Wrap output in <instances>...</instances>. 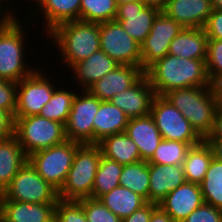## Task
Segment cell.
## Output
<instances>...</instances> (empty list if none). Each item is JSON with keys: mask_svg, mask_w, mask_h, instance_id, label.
Segmentation results:
<instances>
[{"mask_svg": "<svg viewBox=\"0 0 222 222\" xmlns=\"http://www.w3.org/2000/svg\"><path fill=\"white\" fill-rule=\"evenodd\" d=\"M144 74L156 95L180 88L210 87L206 60L180 58L167 54L151 65Z\"/></svg>", "mask_w": 222, "mask_h": 222, "instance_id": "1", "label": "cell"}, {"mask_svg": "<svg viewBox=\"0 0 222 222\" xmlns=\"http://www.w3.org/2000/svg\"><path fill=\"white\" fill-rule=\"evenodd\" d=\"M48 34L46 36L55 42L58 54L63 56L62 63L69 68L100 50L99 23L68 21L59 24Z\"/></svg>", "mask_w": 222, "mask_h": 222, "instance_id": "2", "label": "cell"}, {"mask_svg": "<svg viewBox=\"0 0 222 222\" xmlns=\"http://www.w3.org/2000/svg\"><path fill=\"white\" fill-rule=\"evenodd\" d=\"M206 139L213 128L216 104L211 87H189L171 90L163 95Z\"/></svg>", "mask_w": 222, "mask_h": 222, "instance_id": "3", "label": "cell"}, {"mask_svg": "<svg viewBox=\"0 0 222 222\" xmlns=\"http://www.w3.org/2000/svg\"><path fill=\"white\" fill-rule=\"evenodd\" d=\"M15 16L0 23V78L19 83L36 70L25 63L26 32Z\"/></svg>", "mask_w": 222, "mask_h": 222, "instance_id": "4", "label": "cell"}, {"mask_svg": "<svg viewBox=\"0 0 222 222\" xmlns=\"http://www.w3.org/2000/svg\"><path fill=\"white\" fill-rule=\"evenodd\" d=\"M102 152L98 144H81L74 155L67 178L58 191L62 200L91 198Z\"/></svg>", "mask_w": 222, "mask_h": 222, "instance_id": "5", "label": "cell"}, {"mask_svg": "<svg viewBox=\"0 0 222 222\" xmlns=\"http://www.w3.org/2000/svg\"><path fill=\"white\" fill-rule=\"evenodd\" d=\"M14 135L27 156L66 141L65 126L39 115L14 118Z\"/></svg>", "mask_w": 222, "mask_h": 222, "instance_id": "6", "label": "cell"}, {"mask_svg": "<svg viewBox=\"0 0 222 222\" xmlns=\"http://www.w3.org/2000/svg\"><path fill=\"white\" fill-rule=\"evenodd\" d=\"M81 144L66 140L46 150L28 156V161L37 173L57 191H59L72 166L77 148Z\"/></svg>", "mask_w": 222, "mask_h": 222, "instance_id": "7", "label": "cell"}, {"mask_svg": "<svg viewBox=\"0 0 222 222\" xmlns=\"http://www.w3.org/2000/svg\"><path fill=\"white\" fill-rule=\"evenodd\" d=\"M58 191L46 182L27 161L4 189L0 200L34 204L56 203Z\"/></svg>", "mask_w": 222, "mask_h": 222, "instance_id": "8", "label": "cell"}, {"mask_svg": "<svg viewBox=\"0 0 222 222\" xmlns=\"http://www.w3.org/2000/svg\"><path fill=\"white\" fill-rule=\"evenodd\" d=\"M150 115L163 139L181 141L190 146L197 145L203 140L182 113L164 96H155Z\"/></svg>", "mask_w": 222, "mask_h": 222, "instance_id": "9", "label": "cell"}, {"mask_svg": "<svg viewBox=\"0 0 222 222\" xmlns=\"http://www.w3.org/2000/svg\"><path fill=\"white\" fill-rule=\"evenodd\" d=\"M100 49L119 65L141 67V45L112 20L99 23Z\"/></svg>", "mask_w": 222, "mask_h": 222, "instance_id": "10", "label": "cell"}, {"mask_svg": "<svg viewBox=\"0 0 222 222\" xmlns=\"http://www.w3.org/2000/svg\"><path fill=\"white\" fill-rule=\"evenodd\" d=\"M36 69L17 84L16 111L14 118L39 115L57 87L46 75ZM45 75V76H44Z\"/></svg>", "mask_w": 222, "mask_h": 222, "instance_id": "11", "label": "cell"}, {"mask_svg": "<svg viewBox=\"0 0 222 222\" xmlns=\"http://www.w3.org/2000/svg\"><path fill=\"white\" fill-rule=\"evenodd\" d=\"M81 93V94H80ZM76 93L65 124L66 139L80 144H93V120L101 100L87 90Z\"/></svg>", "mask_w": 222, "mask_h": 222, "instance_id": "12", "label": "cell"}, {"mask_svg": "<svg viewBox=\"0 0 222 222\" xmlns=\"http://www.w3.org/2000/svg\"><path fill=\"white\" fill-rule=\"evenodd\" d=\"M182 29L180 24L163 11L157 15L149 35L141 45V69L144 72L169 53L171 41Z\"/></svg>", "mask_w": 222, "mask_h": 222, "instance_id": "13", "label": "cell"}, {"mask_svg": "<svg viewBox=\"0 0 222 222\" xmlns=\"http://www.w3.org/2000/svg\"><path fill=\"white\" fill-rule=\"evenodd\" d=\"M159 13V10L147 7L141 0H138L117 6L114 20L119 22L122 28L142 45Z\"/></svg>", "mask_w": 222, "mask_h": 222, "instance_id": "14", "label": "cell"}, {"mask_svg": "<svg viewBox=\"0 0 222 222\" xmlns=\"http://www.w3.org/2000/svg\"><path fill=\"white\" fill-rule=\"evenodd\" d=\"M155 90L144 74L132 87L117 94L110 103L122 110L130 118L150 115Z\"/></svg>", "mask_w": 222, "mask_h": 222, "instance_id": "15", "label": "cell"}, {"mask_svg": "<svg viewBox=\"0 0 222 222\" xmlns=\"http://www.w3.org/2000/svg\"><path fill=\"white\" fill-rule=\"evenodd\" d=\"M143 75L141 67L119 65L91 85L87 91L101 101H110L117 94L132 87Z\"/></svg>", "mask_w": 222, "mask_h": 222, "instance_id": "16", "label": "cell"}, {"mask_svg": "<svg viewBox=\"0 0 222 222\" xmlns=\"http://www.w3.org/2000/svg\"><path fill=\"white\" fill-rule=\"evenodd\" d=\"M203 203L200 184L185 182L168 193L158 205L175 222H182Z\"/></svg>", "mask_w": 222, "mask_h": 222, "instance_id": "17", "label": "cell"}, {"mask_svg": "<svg viewBox=\"0 0 222 222\" xmlns=\"http://www.w3.org/2000/svg\"><path fill=\"white\" fill-rule=\"evenodd\" d=\"M212 10L211 0H168L163 12L183 28H203Z\"/></svg>", "mask_w": 222, "mask_h": 222, "instance_id": "18", "label": "cell"}, {"mask_svg": "<svg viewBox=\"0 0 222 222\" xmlns=\"http://www.w3.org/2000/svg\"><path fill=\"white\" fill-rule=\"evenodd\" d=\"M185 182L182 165L149 163V202L158 204L168 193Z\"/></svg>", "mask_w": 222, "mask_h": 222, "instance_id": "19", "label": "cell"}, {"mask_svg": "<svg viewBox=\"0 0 222 222\" xmlns=\"http://www.w3.org/2000/svg\"><path fill=\"white\" fill-rule=\"evenodd\" d=\"M125 132L138 146L142 161L153 156L163 139L151 115L130 118Z\"/></svg>", "mask_w": 222, "mask_h": 222, "instance_id": "20", "label": "cell"}, {"mask_svg": "<svg viewBox=\"0 0 222 222\" xmlns=\"http://www.w3.org/2000/svg\"><path fill=\"white\" fill-rule=\"evenodd\" d=\"M4 222H54L56 203L34 204L0 200Z\"/></svg>", "mask_w": 222, "mask_h": 222, "instance_id": "21", "label": "cell"}, {"mask_svg": "<svg viewBox=\"0 0 222 222\" xmlns=\"http://www.w3.org/2000/svg\"><path fill=\"white\" fill-rule=\"evenodd\" d=\"M117 66H119V64L100 49L87 59L74 64L70 69L73 71L72 74L76 77L74 79L82 91L87 90Z\"/></svg>", "mask_w": 222, "mask_h": 222, "instance_id": "22", "label": "cell"}, {"mask_svg": "<svg viewBox=\"0 0 222 222\" xmlns=\"http://www.w3.org/2000/svg\"><path fill=\"white\" fill-rule=\"evenodd\" d=\"M207 42L204 28H183L171 41L168 54L180 58L206 60Z\"/></svg>", "mask_w": 222, "mask_h": 222, "instance_id": "23", "label": "cell"}, {"mask_svg": "<svg viewBox=\"0 0 222 222\" xmlns=\"http://www.w3.org/2000/svg\"><path fill=\"white\" fill-rule=\"evenodd\" d=\"M129 118L110 101H101L98 113L93 120V144H98L104 137L124 133Z\"/></svg>", "mask_w": 222, "mask_h": 222, "instance_id": "24", "label": "cell"}, {"mask_svg": "<svg viewBox=\"0 0 222 222\" xmlns=\"http://www.w3.org/2000/svg\"><path fill=\"white\" fill-rule=\"evenodd\" d=\"M37 4L41 9L36 10L44 17L47 35L59 24L80 20L81 0H40Z\"/></svg>", "mask_w": 222, "mask_h": 222, "instance_id": "25", "label": "cell"}, {"mask_svg": "<svg viewBox=\"0 0 222 222\" xmlns=\"http://www.w3.org/2000/svg\"><path fill=\"white\" fill-rule=\"evenodd\" d=\"M27 161L28 156L15 135L0 140V187L3 190Z\"/></svg>", "mask_w": 222, "mask_h": 222, "instance_id": "26", "label": "cell"}, {"mask_svg": "<svg viewBox=\"0 0 222 222\" xmlns=\"http://www.w3.org/2000/svg\"><path fill=\"white\" fill-rule=\"evenodd\" d=\"M98 146L102 156L116 161L121 165H128L141 161L138 146L126 132L104 137Z\"/></svg>", "mask_w": 222, "mask_h": 222, "instance_id": "27", "label": "cell"}, {"mask_svg": "<svg viewBox=\"0 0 222 222\" xmlns=\"http://www.w3.org/2000/svg\"><path fill=\"white\" fill-rule=\"evenodd\" d=\"M213 158L212 148L205 139L191 146L182 164L186 182L200 184Z\"/></svg>", "mask_w": 222, "mask_h": 222, "instance_id": "28", "label": "cell"}, {"mask_svg": "<svg viewBox=\"0 0 222 222\" xmlns=\"http://www.w3.org/2000/svg\"><path fill=\"white\" fill-rule=\"evenodd\" d=\"M99 200L121 219L147 203L143 197L120 185L102 195Z\"/></svg>", "mask_w": 222, "mask_h": 222, "instance_id": "29", "label": "cell"}, {"mask_svg": "<svg viewBox=\"0 0 222 222\" xmlns=\"http://www.w3.org/2000/svg\"><path fill=\"white\" fill-rule=\"evenodd\" d=\"M119 183L149 202V163L141 160L123 165Z\"/></svg>", "mask_w": 222, "mask_h": 222, "instance_id": "30", "label": "cell"}, {"mask_svg": "<svg viewBox=\"0 0 222 222\" xmlns=\"http://www.w3.org/2000/svg\"><path fill=\"white\" fill-rule=\"evenodd\" d=\"M122 169L123 165L102 156L94 179L91 198L99 199L102 195L119 186Z\"/></svg>", "mask_w": 222, "mask_h": 222, "instance_id": "31", "label": "cell"}, {"mask_svg": "<svg viewBox=\"0 0 222 222\" xmlns=\"http://www.w3.org/2000/svg\"><path fill=\"white\" fill-rule=\"evenodd\" d=\"M203 201L222 210V162L212 159L200 183Z\"/></svg>", "mask_w": 222, "mask_h": 222, "instance_id": "32", "label": "cell"}, {"mask_svg": "<svg viewBox=\"0 0 222 222\" xmlns=\"http://www.w3.org/2000/svg\"><path fill=\"white\" fill-rule=\"evenodd\" d=\"M59 88L54 91L49 102L41 109L39 116L57 121L65 126L76 91Z\"/></svg>", "mask_w": 222, "mask_h": 222, "instance_id": "33", "label": "cell"}, {"mask_svg": "<svg viewBox=\"0 0 222 222\" xmlns=\"http://www.w3.org/2000/svg\"><path fill=\"white\" fill-rule=\"evenodd\" d=\"M115 0H81L80 20L103 23L115 19Z\"/></svg>", "mask_w": 222, "mask_h": 222, "instance_id": "34", "label": "cell"}, {"mask_svg": "<svg viewBox=\"0 0 222 222\" xmlns=\"http://www.w3.org/2000/svg\"><path fill=\"white\" fill-rule=\"evenodd\" d=\"M191 146L176 140L162 139L148 163L164 165H182Z\"/></svg>", "mask_w": 222, "mask_h": 222, "instance_id": "35", "label": "cell"}, {"mask_svg": "<svg viewBox=\"0 0 222 222\" xmlns=\"http://www.w3.org/2000/svg\"><path fill=\"white\" fill-rule=\"evenodd\" d=\"M54 222H88L83 206L76 200L58 199L54 209Z\"/></svg>", "mask_w": 222, "mask_h": 222, "instance_id": "36", "label": "cell"}, {"mask_svg": "<svg viewBox=\"0 0 222 222\" xmlns=\"http://www.w3.org/2000/svg\"><path fill=\"white\" fill-rule=\"evenodd\" d=\"M78 201L83 206L88 222H122L99 199L84 198Z\"/></svg>", "mask_w": 222, "mask_h": 222, "instance_id": "37", "label": "cell"}, {"mask_svg": "<svg viewBox=\"0 0 222 222\" xmlns=\"http://www.w3.org/2000/svg\"><path fill=\"white\" fill-rule=\"evenodd\" d=\"M206 66L210 81L222 76V40L208 39Z\"/></svg>", "mask_w": 222, "mask_h": 222, "instance_id": "38", "label": "cell"}, {"mask_svg": "<svg viewBox=\"0 0 222 222\" xmlns=\"http://www.w3.org/2000/svg\"><path fill=\"white\" fill-rule=\"evenodd\" d=\"M17 82L0 78V109L10 112L16 111Z\"/></svg>", "mask_w": 222, "mask_h": 222, "instance_id": "39", "label": "cell"}, {"mask_svg": "<svg viewBox=\"0 0 222 222\" xmlns=\"http://www.w3.org/2000/svg\"><path fill=\"white\" fill-rule=\"evenodd\" d=\"M182 222H222V210L203 203Z\"/></svg>", "mask_w": 222, "mask_h": 222, "instance_id": "40", "label": "cell"}, {"mask_svg": "<svg viewBox=\"0 0 222 222\" xmlns=\"http://www.w3.org/2000/svg\"><path fill=\"white\" fill-rule=\"evenodd\" d=\"M208 39L222 40V10H212L203 27Z\"/></svg>", "mask_w": 222, "mask_h": 222, "instance_id": "41", "label": "cell"}, {"mask_svg": "<svg viewBox=\"0 0 222 222\" xmlns=\"http://www.w3.org/2000/svg\"><path fill=\"white\" fill-rule=\"evenodd\" d=\"M14 127V116L10 112L0 109V140L13 136Z\"/></svg>", "mask_w": 222, "mask_h": 222, "instance_id": "42", "label": "cell"}, {"mask_svg": "<svg viewBox=\"0 0 222 222\" xmlns=\"http://www.w3.org/2000/svg\"><path fill=\"white\" fill-rule=\"evenodd\" d=\"M158 206L153 202H147L140 209L135 210L130 216L122 219V222H149L152 211Z\"/></svg>", "mask_w": 222, "mask_h": 222, "instance_id": "43", "label": "cell"}, {"mask_svg": "<svg viewBox=\"0 0 222 222\" xmlns=\"http://www.w3.org/2000/svg\"><path fill=\"white\" fill-rule=\"evenodd\" d=\"M211 91L217 109H222V76L211 80Z\"/></svg>", "mask_w": 222, "mask_h": 222, "instance_id": "44", "label": "cell"}, {"mask_svg": "<svg viewBox=\"0 0 222 222\" xmlns=\"http://www.w3.org/2000/svg\"><path fill=\"white\" fill-rule=\"evenodd\" d=\"M207 138H222V109H216L213 128Z\"/></svg>", "mask_w": 222, "mask_h": 222, "instance_id": "45", "label": "cell"}, {"mask_svg": "<svg viewBox=\"0 0 222 222\" xmlns=\"http://www.w3.org/2000/svg\"><path fill=\"white\" fill-rule=\"evenodd\" d=\"M149 222H175L159 205L152 211Z\"/></svg>", "mask_w": 222, "mask_h": 222, "instance_id": "46", "label": "cell"}, {"mask_svg": "<svg viewBox=\"0 0 222 222\" xmlns=\"http://www.w3.org/2000/svg\"><path fill=\"white\" fill-rule=\"evenodd\" d=\"M205 140L211 146L214 158L222 162V138H206Z\"/></svg>", "mask_w": 222, "mask_h": 222, "instance_id": "47", "label": "cell"}, {"mask_svg": "<svg viewBox=\"0 0 222 222\" xmlns=\"http://www.w3.org/2000/svg\"><path fill=\"white\" fill-rule=\"evenodd\" d=\"M145 6L152 7L157 10L164 11L167 5L168 0H141Z\"/></svg>", "mask_w": 222, "mask_h": 222, "instance_id": "48", "label": "cell"}, {"mask_svg": "<svg viewBox=\"0 0 222 222\" xmlns=\"http://www.w3.org/2000/svg\"><path fill=\"white\" fill-rule=\"evenodd\" d=\"M3 5L4 4H1V1H0V23L1 22H3L8 16H15V14H14V12H12L11 10H10V8H9V10H8V8H6L5 10L6 11H4V8L5 7H3ZM3 8V9H2ZM3 10V11H2Z\"/></svg>", "mask_w": 222, "mask_h": 222, "instance_id": "49", "label": "cell"}, {"mask_svg": "<svg viewBox=\"0 0 222 222\" xmlns=\"http://www.w3.org/2000/svg\"><path fill=\"white\" fill-rule=\"evenodd\" d=\"M212 9L222 10V0H211Z\"/></svg>", "mask_w": 222, "mask_h": 222, "instance_id": "50", "label": "cell"}, {"mask_svg": "<svg viewBox=\"0 0 222 222\" xmlns=\"http://www.w3.org/2000/svg\"><path fill=\"white\" fill-rule=\"evenodd\" d=\"M132 1H138V0H115V4H116V6H120L122 4H126V3H129Z\"/></svg>", "mask_w": 222, "mask_h": 222, "instance_id": "51", "label": "cell"}, {"mask_svg": "<svg viewBox=\"0 0 222 222\" xmlns=\"http://www.w3.org/2000/svg\"><path fill=\"white\" fill-rule=\"evenodd\" d=\"M0 222H4L3 221V214H2L1 204H0Z\"/></svg>", "mask_w": 222, "mask_h": 222, "instance_id": "52", "label": "cell"}, {"mask_svg": "<svg viewBox=\"0 0 222 222\" xmlns=\"http://www.w3.org/2000/svg\"><path fill=\"white\" fill-rule=\"evenodd\" d=\"M3 189L0 187V198L3 196Z\"/></svg>", "mask_w": 222, "mask_h": 222, "instance_id": "53", "label": "cell"}, {"mask_svg": "<svg viewBox=\"0 0 222 222\" xmlns=\"http://www.w3.org/2000/svg\"><path fill=\"white\" fill-rule=\"evenodd\" d=\"M35 1H36V2H34V0H33V2L36 3V4H34V5H37V3H38L40 0H35Z\"/></svg>", "mask_w": 222, "mask_h": 222, "instance_id": "54", "label": "cell"}, {"mask_svg": "<svg viewBox=\"0 0 222 222\" xmlns=\"http://www.w3.org/2000/svg\"><path fill=\"white\" fill-rule=\"evenodd\" d=\"M0 1H1V3H2V0H0ZM3 1H5V3L8 2V1L10 2V0H3Z\"/></svg>", "mask_w": 222, "mask_h": 222, "instance_id": "55", "label": "cell"}]
</instances>
